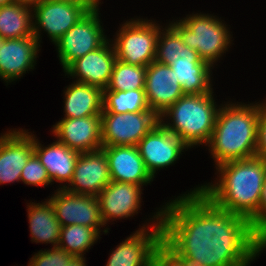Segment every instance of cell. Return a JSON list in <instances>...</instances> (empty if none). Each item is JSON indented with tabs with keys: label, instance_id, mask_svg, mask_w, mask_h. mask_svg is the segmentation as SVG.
Returning <instances> with one entry per match:
<instances>
[{
	"label": "cell",
	"instance_id": "obj_12",
	"mask_svg": "<svg viewBox=\"0 0 266 266\" xmlns=\"http://www.w3.org/2000/svg\"><path fill=\"white\" fill-rule=\"evenodd\" d=\"M32 9L33 19H36L33 23V35L40 42L39 31L42 28L48 33L53 43L88 12L86 8L77 4L55 0H43Z\"/></svg>",
	"mask_w": 266,
	"mask_h": 266
},
{
	"label": "cell",
	"instance_id": "obj_1",
	"mask_svg": "<svg viewBox=\"0 0 266 266\" xmlns=\"http://www.w3.org/2000/svg\"><path fill=\"white\" fill-rule=\"evenodd\" d=\"M201 187L161 209L162 244L206 266H247L262 251L252 223L214 205Z\"/></svg>",
	"mask_w": 266,
	"mask_h": 266
},
{
	"label": "cell",
	"instance_id": "obj_20",
	"mask_svg": "<svg viewBox=\"0 0 266 266\" xmlns=\"http://www.w3.org/2000/svg\"><path fill=\"white\" fill-rule=\"evenodd\" d=\"M111 181L142 186L153 181L140 156L137 146H103Z\"/></svg>",
	"mask_w": 266,
	"mask_h": 266
},
{
	"label": "cell",
	"instance_id": "obj_38",
	"mask_svg": "<svg viewBox=\"0 0 266 266\" xmlns=\"http://www.w3.org/2000/svg\"><path fill=\"white\" fill-rule=\"evenodd\" d=\"M84 257H73L66 266H86Z\"/></svg>",
	"mask_w": 266,
	"mask_h": 266
},
{
	"label": "cell",
	"instance_id": "obj_8",
	"mask_svg": "<svg viewBox=\"0 0 266 266\" xmlns=\"http://www.w3.org/2000/svg\"><path fill=\"white\" fill-rule=\"evenodd\" d=\"M99 8L88 11L54 44L65 70L73 61L99 48L106 40L99 19Z\"/></svg>",
	"mask_w": 266,
	"mask_h": 266
},
{
	"label": "cell",
	"instance_id": "obj_33",
	"mask_svg": "<svg viewBox=\"0 0 266 266\" xmlns=\"http://www.w3.org/2000/svg\"><path fill=\"white\" fill-rule=\"evenodd\" d=\"M257 156L266 160V103H261L258 122Z\"/></svg>",
	"mask_w": 266,
	"mask_h": 266
},
{
	"label": "cell",
	"instance_id": "obj_23",
	"mask_svg": "<svg viewBox=\"0 0 266 266\" xmlns=\"http://www.w3.org/2000/svg\"><path fill=\"white\" fill-rule=\"evenodd\" d=\"M66 88L64 118L101 115L103 112V90L75 81Z\"/></svg>",
	"mask_w": 266,
	"mask_h": 266
},
{
	"label": "cell",
	"instance_id": "obj_34",
	"mask_svg": "<svg viewBox=\"0 0 266 266\" xmlns=\"http://www.w3.org/2000/svg\"><path fill=\"white\" fill-rule=\"evenodd\" d=\"M266 233V177L261 193V201L259 206V234L263 236Z\"/></svg>",
	"mask_w": 266,
	"mask_h": 266
},
{
	"label": "cell",
	"instance_id": "obj_11",
	"mask_svg": "<svg viewBox=\"0 0 266 266\" xmlns=\"http://www.w3.org/2000/svg\"><path fill=\"white\" fill-rule=\"evenodd\" d=\"M147 171L154 178L157 170L168 167L189 147L174 133L158 123L137 145Z\"/></svg>",
	"mask_w": 266,
	"mask_h": 266
},
{
	"label": "cell",
	"instance_id": "obj_19",
	"mask_svg": "<svg viewBox=\"0 0 266 266\" xmlns=\"http://www.w3.org/2000/svg\"><path fill=\"white\" fill-rule=\"evenodd\" d=\"M141 186L111 181L98 195L102 221L127 218L138 213L141 205Z\"/></svg>",
	"mask_w": 266,
	"mask_h": 266
},
{
	"label": "cell",
	"instance_id": "obj_29",
	"mask_svg": "<svg viewBox=\"0 0 266 266\" xmlns=\"http://www.w3.org/2000/svg\"><path fill=\"white\" fill-rule=\"evenodd\" d=\"M145 66H136L116 60L105 90L128 91L145 89Z\"/></svg>",
	"mask_w": 266,
	"mask_h": 266
},
{
	"label": "cell",
	"instance_id": "obj_10",
	"mask_svg": "<svg viewBox=\"0 0 266 266\" xmlns=\"http://www.w3.org/2000/svg\"><path fill=\"white\" fill-rule=\"evenodd\" d=\"M48 199L55 211L61 227L83 225L100 231L104 225L100 215V204L96 196L74 194L64 188Z\"/></svg>",
	"mask_w": 266,
	"mask_h": 266
},
{
	"label": "cell",
	"instance_id": "obj_7",
	"mask_svg": "<svg viewBox=\"0 0 266 266\" xmlns=\"http://www.w3.org/2000/svg\"><path fill=\"white\" fill-rule=\"evenodd\" d=\"M158 123L154 111L101 113L102 146H137Z\"/></svg>",
	"mask_w": 266,
	"mask_h": 266
},
{
	"label": "cell",
	"instance_id": "obj_36",
	"mask_svg": "<svg viewBox=\"0 0 266 266\" xmlns=\"http://www.w3.org/2000/svg\"><path fill=\"white\" fill-rule=\"evenodd\" d=\"M182 264V266H206L199 262L197 259H191L184 255H174Z\"/></svg>",
	"mask_w": 266,
	"mask_h": 266
},
{
	"label": "cell",
	"instance_id": "obj_6",
	"mask_svg": "<svg viewBox=\"0 0 266 266\" xmlns=\"http://www.w3.org/2000/svg\"><path fill=\"white\" fill-rule=\"evenodd\" d=\"M160 29L158 24L149 20L126 21L112 43L116 58L131 65L147 67L155 61Z\"/></svg>",
	"mask_w": 266,
	"mask_h": 266
},
{
	"label": "cell",
	"instance_id": "obj_30",
	"mask_svg": "<svg viewBox=\"0 0 266 266\" xmlns=\"http://www.w3.org/2000/svg\"><path fill=\"white\" fill-rule=\"evenodd\" d=\"M21 181L25 184L34 186H45L51 183L47 170L34 153L30 156L22 169Z\"/></svg>",
	"mask_w": 266,
	"mask_h": 266
},
{
	"label": "cell",
	"instance_id": "obj_5",
	"mask_svg": "<svg viewBox=\"0 0 266 266\" xmlns=\"http://www.w3.org/2000/svg\"><path fill=\"white\" fill-rule=\"evenodd\" d=\"M169 25L186 46L196 50L199 57L212 67L231 43L226 25L212 15L193 14Z\"/></svg>",
	"mask_w": 266,
	"mask_h": 266
},
{
	"label": "cell",
	"instance_id": "obj_16",
	"mask_svg": "<svg viewBox=\"0 0 266 266\" xmlns=\"http://www.w3.org/2000/svg\"><path fill=\"white\" fill-rule=\"evenodd\" d=\"M34 153V136L26 130L0 136V184L21 181V172Z\"/></svg>",
	"mask_w": 266,
	"mask_h": 266
},
{
	"label": "cell",
	"instance_id": "obj_13",
	"mask_svg": "<svg viewBox=\"0 0 266 266\" xmlns=\"http://www.w3.org/2000/svg\"><path fill=\"white\" fill-rule=\"evenodd\" d=\"M110 182L108 159L101 148L96 151L80 153L69 187L64 185L61 188L74 194L97 197Z\"/></svg>",
	"mask_w": 266,
	"mask_h": 266
},
{
	"label": "cell",
	"instance_id": "obj_37",
	"mask_svg": "<svg viewBox=\"0 0 266 266\" xmlns=\"http://www.w3.org/2000/svg\"><path fill=\"white\" fill-rule=\"evenodd\" d=\"M43 0H14V2L19 3L21 5H25L27 7H35L39 5Z\"/></svg>",
	"mask_w": 266,
	"mask_h": 266
},
{
	"label": "cell",
	"instance_id": "obj_32",
	"mask_svg": "<svg viewBox=\"0 0 266 266\" xmlns=\"http://www.w3.org/2000/svg\"><path fill=\"white\" fill-rule=\"evenodd\" d=\"M150 266H182V264L163 244H161L154 252Z\"/></svg>",
	"mask_w": 266,
	"mask_h": 266
},
{
	"label": "cell",
	"instance_id": "obj_35",
	"mask_svg": "<svg viewBox=\"0 0 266 266\" xmlns=\"http://www.w3.org/2000/svg\"><path fill=\"white\" fill-rule=\"evenodd\" d=\"M55 1L74 3L86 8L88 11H93L98 9L99 5V0H55Z\"/></svg>",
	"mask_w": 266,
	"mask_h": 266
},
{
	"label": "cell",
	"instance_id": "obj_31",
	"mask_svg": "<svg viewBox=\"0 0 266 266\" xmlns=\"http://www.w3.org/2000/svg\"><path fill=\"white\" fill-rule=\"evenodd\" d=\"M73 257L59 246H55L51 250L35 253L28 266H66Z\"/></svg>",
	"mask_w": 266,
	"mask_h": 266
},
{
	"label": "cell",
	"instance_id": "obj_17",
	"mask_svg": "<svg viewBox=\"0 0 266 266\" xmlns=\"http://www.w3.org/2000/svg\"><path fill=\"white\" fill-rule=\"evenodd\" d=\"M57 140L79 153L101 149V115L63 118L53 126Z\"/></svg>",
	"mask_w": 266,
	"mask_h": 266
},
{
	"label": "cell",
	"instance_id": "obj_27",
	"mask_svg": "<svg viewBox=\"0 0 266 266\" xmlns=\"http://www.w3.org/2000/svg\"><path fill=\"white\" fill-rule=\"evenodd\" d=\"M100 232L83 225L61 227L58 246L74 257H84V252L98 240Z\"/></svg>",
	"mask_w": 266,
	"mask_h": 266
},
{
	"label": "cell",
	"instance_id": "obj_15",
	"mask_svg": "<svg viewBox=\"0 0 266 266\" xmlns=\"http://www.w3.org/2000/svg\"><path fill=\"white\" fill-rule=\"evenodd\" d=\"M144 90L150 110L158 116L184 95L171 67L156 61L146 67Z\"/></svg>",
	"mask_w": 266,
	"mask_h": 266
},
{
	"label": "cell",
	"instance_id": "obj_24",
	"mask_svg": "<svg viewBox=\"0 0 266 266\" xmlns=\"http://www.w3.org/2000/svg\"><path fill=\"white\" fill-rule=\"evenodd\" d=\"M28 206V219L33 242L51 243L58 246L61 225L54 208L48 200L45 203H31Z\"/></svg>",
	"mask_w": 266,
	"mask_h": 266
},
{
	"label": "cell",
	"instance_id": "obj_28",
	"mask_svg": "<svg viewBox=\"0 0 266 266\" xmlns=\"http://www.w3.org/2000/svg\"><path fill=\"white\" fill-rule=\"evenodd\" d=\"M157 39L155 61L164 65H170L175 60L184 56H199L197 51L186 46L180 35L170 26L164 29Z\"/></svg>",
	"mask_w": 266,
	"mask_h": 266
},
{
	"label": "cell",
	"instance_id": "obj_22",
	"mask_svg": "<svg viewBox=\"0 0 266 266\" xmlns=\"http://www.w3.org/2000/svg\"><path fill=\"white\" fill-rule=\"evenodd\" d=\"M175 72L184 94H205L212 90L211 65L199 56H184L169 65Z\"/></svg>",
	"mask_w": 266,
	"mask_h": 266
},
{
	"label": "cell",
	"instance_id": "obj_25",
	"mask_svg": "<svg viewBox=\"0 0 266 266\" xmlns=\"http://www.w3.org/2000/svg\"><path fill=\"white\" fill-rule=\"evenodd\" d=\"M32 11V8L16 2L0 6V39L32 36Z\"/></svg>",
	"mask_w": 266,
	"mask_h": 266
},
{
	"label": "cell",
	"instance_id": "obj_4",
	"mask_svg": "<svg viewBox=\"0 0 266 266\" xmlns=\"http://www.w3.org/2000/svg\"><path fill=\"white\" fill-rule=\"evenodd\" d=\"M212 95V91L205 94H184L159 115V123L176 134L189 148L202 143L208 144L219 111ZM164 117L173 118V124L164 123Z\"/></svg>",
	"mask_w": 266,
	"mask_h": 266
},
{
	"label": "cell",
	"instance_id": "obj_18",
	"mask_svg": "<svg viewBox=\"0 0 266 266\" xmlns=\"http://www.w3.org/2000/svg\"><path fill=\"white\" fill-rule=\"evenodd\" d=\"M40 43L34 35L25 38L0 39V78L14 81L34 69Z\"/></svg>",
	"mask_w": 266,
	"mask_h": 266
},
{
	"label": "cell",
	"instance_id": "obj_2",
	"mask_svg": "<svg viewBox=\"0 0 266 266\" xmlns=\"http://www.w3.org/2000/svg\"><path fill=\"white\" fill-rule=\"evenodd\" d=\"M217 166L219 181L201 186L200 192L217 207L248 219L259 233V206L266 177V160L255 156Z\"/></svg>",
	"mask_w": 266,
	"mask_h": 266
},
{
	"label": "cell",
	"instance_id": "obj_39",
	"mask_svg": "<svg viewBox=\"0 0 266 266\" xmlns=\"http://www.w3.org/2000/svg\"><path fill=\"white\" fill-rule=\"evenodd\" d=\"M13 2L14 0H0V6L7 5Z\"/></svg>",
	"mask_w": 266,
	"mask_h": 266
},
{
	"label": "cell",
	"instance_id": "obj_40",
	"mask_svg": "<svg viewBox=\"0 0 266 266\" xmlns=\"http://www.w3.org/2000/svg\"><path fill=\"white\" fill-rule=\"evenodd\" d=\"M266 247V233L262 236V250Z\"/></svg>",
	"mask_w": 266,
	"mask_h": 266
},
{
	"label": "cell",
	"instance_id": "obj_26",
	"mask_svg": "<svg viewBox=\"0 0 266 266\" xmlns=\"http://www.w3.org/2000/svg\"><path fill=\"white\" fill-rule=\"evenodd\" d=\"M150 110L144 89L128 91L103 90L102 113H127Z\"/></svg>",
	"mask_w": 266,
	"mask_h": 266
},
{
	"label": "cell",
	"instance_id": "obj_14",
	"mask_svg": "<svg viewBox=\"0 0 266 266\" xmlns=\"http://www.w3.org/2000/svg\"><path fill=\"white\" fill-rule=\"evenodd\" d=\"M112 45L109 44L107 39L99 48L73 61L64 72L73 78L79 77L76 82L105 90L110 81L114 63L117 60Z\"/></svg>",
	"mask_w": 266,
	"mask_h": 266
},
{
	"label": "cell",
	"instance_id": "obj_9",
	"mask_svg": "<svg viewBox=\"0 0 266 266\" xmlns=\"http://www.w3.org/2000/svg\"><path fill=\"white\" fill-rule=\"evenodd\" d=\"M157 219L150 230L142 226L133 235L122 241L112 251L106 266H150L154 252L161 246L163 227L161 223V210L153 216Z\"/></svg>",
	"mask_w": 266,
	"mask_h": 266
},
{
	"label": "cell",
	"instance_id": "obj_21",
	"mask_svg": "<svg viewBox=\"0 0 266 266\" xmlns=\"http://www.w3.org/2000/svg\"><path fill=\"white\" fill-rule=\"evenodd\" d=\"M37 140L34 135V154L47 170L51 182L69 183L80 153L58 140L48 147H43Z\"/></svg>",
	"mask_w": 266,
	"mask_h": 266
},
{
	"label": "cell",
	"instance_id": "obj_3",
	"mask_svg": "<svg viewBox=\"0 0 266 266\" xmlns=\"http://www.w3.org/2000/svg\"><path fill=\"white\" fill-rule=\"evenodd\" d=\"M226 104L219 108L208 143L216 166L257 156L261 104Z\"/></svg>",
	"mask_w": 266,
	"mask_h": 266
}]
</instances>
